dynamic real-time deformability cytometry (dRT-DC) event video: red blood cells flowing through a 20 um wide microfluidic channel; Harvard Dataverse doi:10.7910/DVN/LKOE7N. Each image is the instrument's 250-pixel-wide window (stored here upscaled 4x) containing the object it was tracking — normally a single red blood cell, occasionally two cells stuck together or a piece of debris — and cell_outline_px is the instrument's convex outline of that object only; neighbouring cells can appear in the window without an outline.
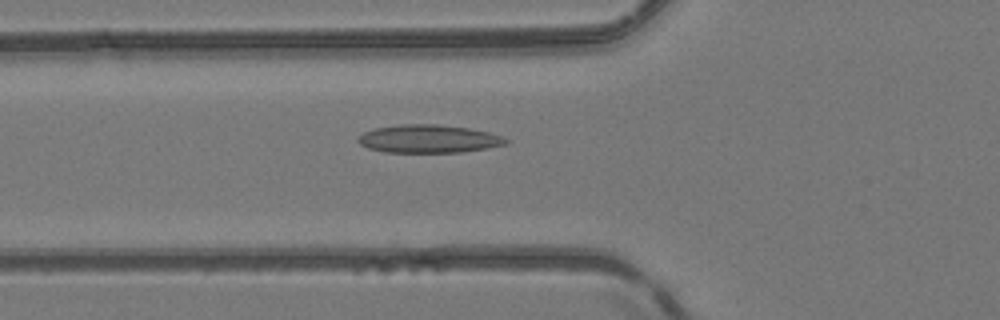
{"species": "common noctule bat (a hibernating species)", "species_latin": "Nyctalus noctula", "temperature_condition": "room temperature", "stored_images_in_passage": 51, "camera_frame_rate_fps": 3000, "um_per_image_px": 0.085, "animal": {"sex": "female", "body_mass_g": 24.6, "forearm_length_mm": 56.2}, "frame": {"image": 1, "passage_image": 19, "time_ms": 6.0, "image_size_px": [1000, 320], "cell_outline_px": [[508, 144], [488, 148], [460, 152], [384, 152], [368, 148], [360, 144], [356, 140], [364, 132], [372, 128], [400, 124], [436, 124], [468, 128], [488, 132], [500, 136], [508, 140]], "centroid_in_image_um": [36.4, 11.8], "position_along_channel_um": 89.4, "area_um2": 24.16}}
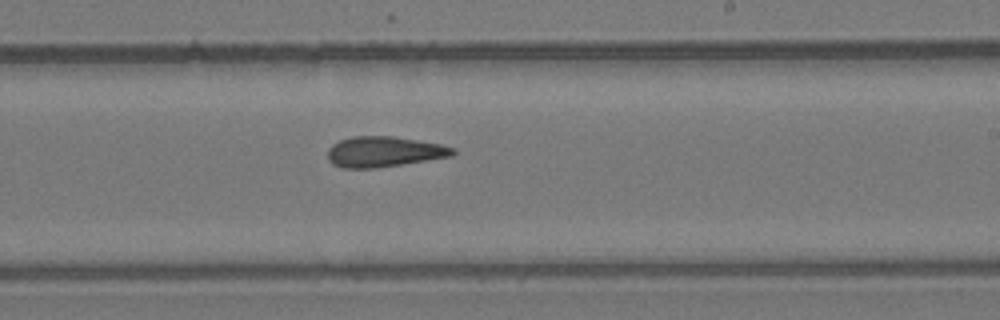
{"frame": {"image": 2, "passage_image": 31, "time_ms": 10.0, "image_size_px": [1000, 320], "cell_outline_px": [[456, 152], [452, 156], [376, 168], [340, 168], [332, 164], [328, 160], [328, 148], [332, 144], [340, 140], [352, 136], [392, 136], [440, 144], [456, 148]], "centroid_in_image_um": [32.61, 12.9], "position_along_channel_um": 256.4, "area_um2": 22.25}}
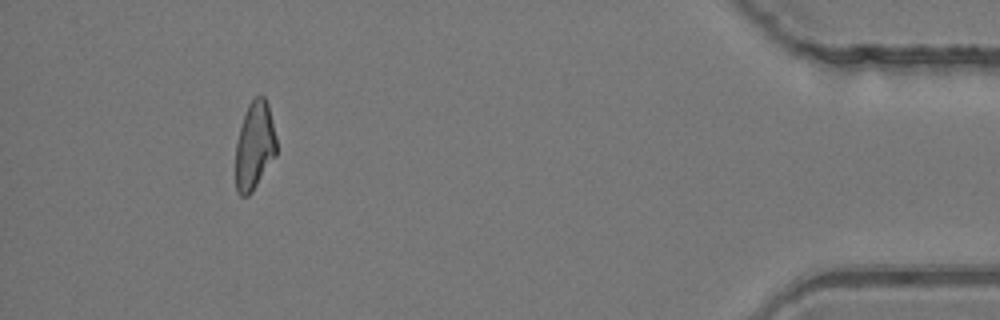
{"frame": {"image": 3, "passage_image": 47, "time_ms": 15.333, "image_size_px": [1000, 320], "cell_outline_px": [[276, 156], [252, 192], [248, 196], [240, 196], [236, 192], [236, 144], [240, 128], [248, 104], [256, 96], [264, 96], [268, 104], [276, 136]], "centroid_in_image_um": [21.64, 12.41], "position_along_channel_um": 413.6, "area_um2": 20.92}, "authors_computed_cell_mechanics": {"area_um2": 22.3686, "velocity_mm_per_s": 4.1462, "shape_relaxation_time_tau1_ms": null, "shape_relaxation_time_tau2_ms": 5.6906, "deformation_change_tau1": null, "deformation_change_tau2": 0.1688}}